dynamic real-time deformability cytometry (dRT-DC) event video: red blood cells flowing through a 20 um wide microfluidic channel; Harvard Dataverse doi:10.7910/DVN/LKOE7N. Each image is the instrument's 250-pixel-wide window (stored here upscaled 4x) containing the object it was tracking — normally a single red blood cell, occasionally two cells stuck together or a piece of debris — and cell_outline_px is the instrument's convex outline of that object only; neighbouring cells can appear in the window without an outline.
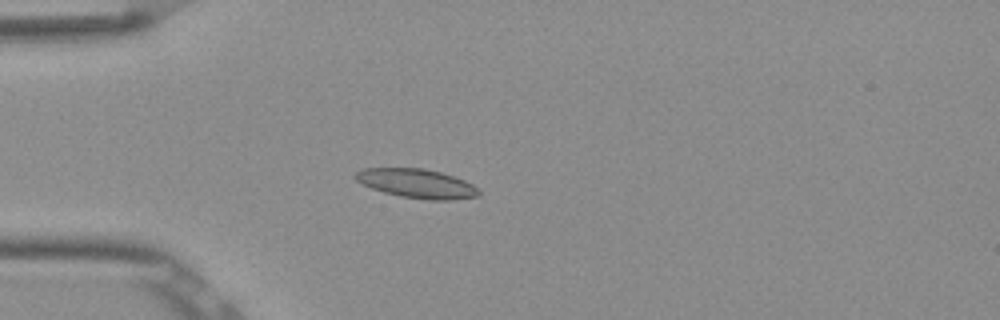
{"species": "Egyptian fruit bat (a non-hibernating species)", "species_latin": "Rousettus aegyptiacus", "temperature_condition": "room temperature", "stored_images_in_passage": 40, "camera_frame_rate_fps": 3000, "um_per_image_px": 0.085, "frame": {"image": 1, "passage_image": 2, "time_ms": 0.333, "image_size_px": [1000, 320], "cell_outline_px": [[480, 192], [476, 196], [448, 200], [428, 200], [400, 196], [384, 192], [372, 188], [356, 180], [352, 176], [356, 172], [364, 168], [424, 168], [440, 172], [464, 180], [472, 184]], "centroid_in_image_um": [35.39, 15.59], "position_along_channel_um": 49.6, "area_um2": 20.69}}
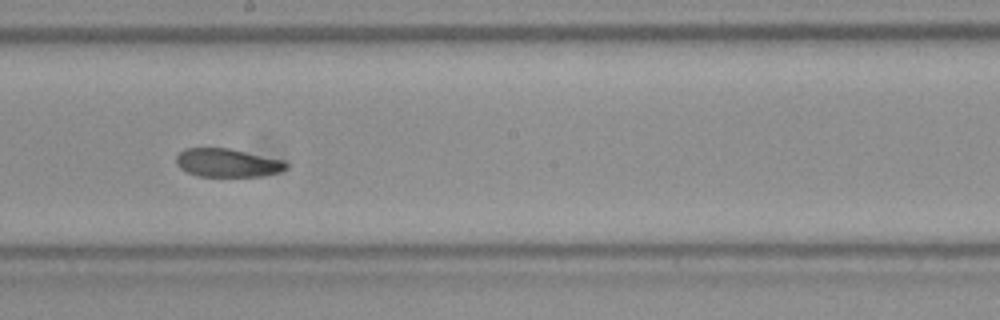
{"frame": {"image": 2, "passage_image": 17, "time_ms": 5.333, "image_size_px": [1000, 320], "cell_outline_px": [[288, 168], [280, 172], [260, 176], [200, 176], [188, 172], [180, 168], [176, 164], [176, 156], [184, 148], [228, 148], [284, 160], [288, 164]], "centroid_in_image_um": [19.34, 13.83], "position_along_channel_um": 228.9, "area_um2": 18.15}}
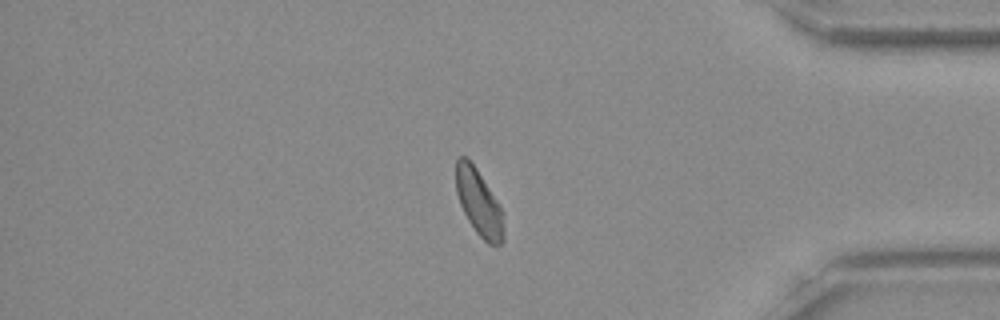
{"frame": {"image": 3, "passage_image": 32, "time_ms": 10.333, "image_size_px": [1000, 320], "cell_outline_px": [[504, 240], [496, 248], [488, 244], [476, 232], [468, 220], [460, 204], [456, 192], [456, 160], [460, 156], [468, 156], [500, 204], [504, 212]], "centroid_in_image_um": [40.74, 17.25], "position_along_channel_um": 394.5, "area_um2": 18.79}, "authors_computed_cell_mechanics": {"area_um2": 18.9584, "velocity_mm_per_s": 3.8562, "shape_relaxation_time_tau1_ms": null, "shape_relaxation_time_tau2_ms": 6.5617, "deformation_change_tau1": null, "deformation_change_tau2": 0.0937}}